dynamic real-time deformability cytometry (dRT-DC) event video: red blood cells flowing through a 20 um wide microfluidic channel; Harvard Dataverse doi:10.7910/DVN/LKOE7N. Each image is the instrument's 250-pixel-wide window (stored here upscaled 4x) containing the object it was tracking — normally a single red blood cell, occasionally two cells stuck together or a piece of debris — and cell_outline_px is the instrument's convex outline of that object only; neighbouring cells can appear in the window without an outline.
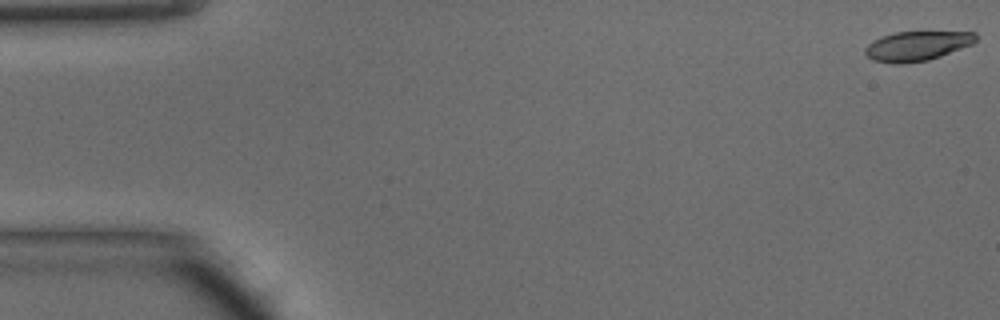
{"species": "common noctule bat (a hibernating species)", "species_latin": "Nyctalus noctula", "temperature_condition": "warm", "stored_images_in_passage": 14, "camera_frame_rate_fps": 3000, "um_per_image_px": 0.085, "animal": {"sex": "male", "body_mass_g": 15.6}, "frame": {"image": 1, "passage_image": 1, "time_ms": 0.0, "image_size_px": [1000, 320], "cell_outline_px": [[976, 40], [972, 44], [940, 56], [928, 60], [900, 64], [892, 64], [872, 60], [864, 52], [864, 48], [872, 40], [880, 36], [896, 32], [976, 32]], "centroid_in_image_um": [77.89, 3.91], "position_along_channel_um": 7.1, "area_um2": 19.07}}